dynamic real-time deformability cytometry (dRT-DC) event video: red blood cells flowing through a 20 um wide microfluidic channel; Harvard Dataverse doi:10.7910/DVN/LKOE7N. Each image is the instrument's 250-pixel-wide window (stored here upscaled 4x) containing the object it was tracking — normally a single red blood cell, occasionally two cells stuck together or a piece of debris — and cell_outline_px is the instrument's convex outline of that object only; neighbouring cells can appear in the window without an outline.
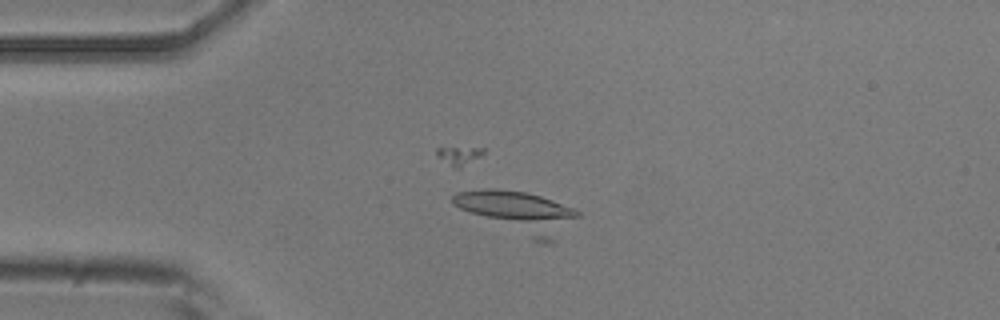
{"species": "common noctule bat (a hibernating species)", "species_latin": "Nyctalus noctula", "temperature_condition": "room temperature", "stored_images_in_passage": 11, "camera_frame_rate_fps": 3000, "um_per_image_px": 0.085, "animal": {"sex": "male", "body_mass_g": 20.5, "forearm_length_mm": 52.5}, "frame": {"image": 1, "passage_image": 5, "time_ms": 1.333, "image_size_px": [1000, 320], "cell_outline_px": [[580, 216], [552, 244], [544, 244], [532, 240], [460, 208], [452, 204], [452, 196], [456, 192], [488, 188], [496, 188], [528, 192], [552, 200], [572, 208], [580, 212]], "centroid_in_image_um": [44.12, 18.04], "position_along_channel_um": 40.9, "area_um2": 30.11}}
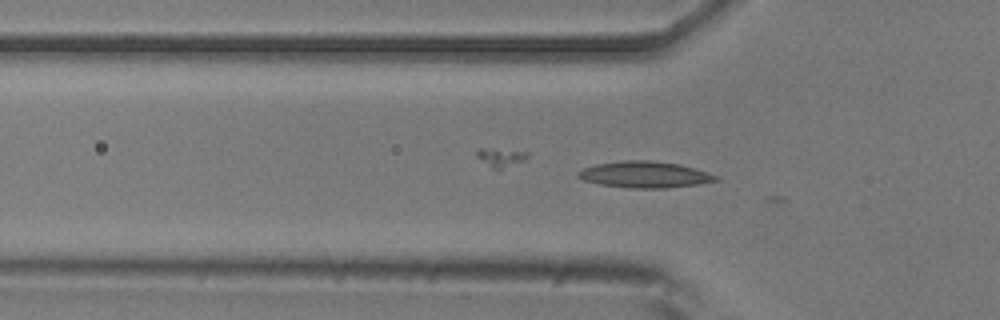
{"frame": {"image": 2, "passage_image": 9, "time_ms": 2.667, "image_size_px": [1000, 320], "cell_outline_px": [[720, 180], [700, 184], [664, 188], [632, 188], [600, 184], [584, 180], [576, 176], [576, 172], [584, 168], [596, 164], [624, 160], [652, 160], [680, 164], [696, 168], [720, 176]], "centroid_in_image_um": [54.85, 14.83], "position_along_channel_um": 70.9, "area_um2": 21.33}}